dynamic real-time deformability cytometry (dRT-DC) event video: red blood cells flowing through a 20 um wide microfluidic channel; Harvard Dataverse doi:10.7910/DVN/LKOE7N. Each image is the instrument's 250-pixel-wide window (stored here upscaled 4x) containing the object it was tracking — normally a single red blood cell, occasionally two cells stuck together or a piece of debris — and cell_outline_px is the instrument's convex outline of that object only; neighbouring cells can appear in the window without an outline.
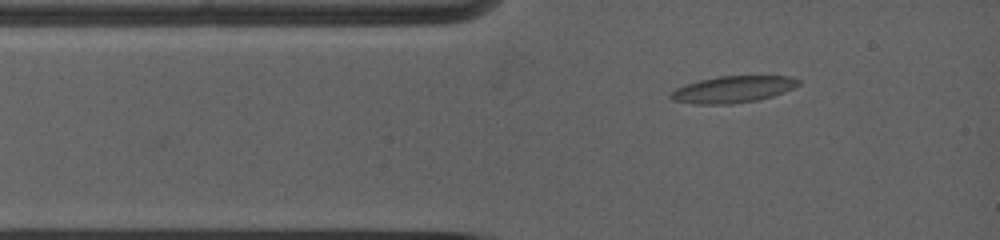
{"species": "common noctule bat (a hibernating species)", "species_latin": "Nyctalus noctula", "temperature_condition": "warm", "stored_images_in_passage": 3, "camera_frame_rate_fps": 5000, "um_per_image_px": 0.085, "animal": {"sex": "female", "body_mass_g": 19.0, "forearm_length_mm": 53.3}, "frame": {"image": 1, "passage_image": 1, "time_ms": 0.0, "image_size_px": [1000, 240], "cell_outline_px": [[800, 84], [796, 88], [772, 96], [756, 100], [732, 104], [696, 104], [672, 100], [668, 96], [676, 88], [700, 80], [716, 76], [792, 76], [800, 80]], "centroid_in_image_um": [62.33, 7.59], "position_along_channel_um": 22.7, "area_um2": 19.88}}
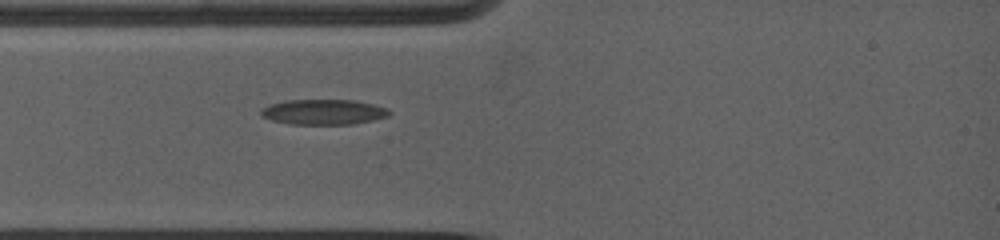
{"frame": {"image": 2, "passage_image": 3, "time_ms": 1.4, "image_size_px": [1000, 240], "cell_outline_px": [[392, 112], [388, 116], [356, 124], [288, 124], [272, 120], [260, 116], [260, 112], [268, 104], [284, 100], [352, 100], [372, 104], [388, 108]], "centroid_in_image_um": [27.49, 9.52], "position_along_channel_um": 57.5, "area_um2": 18.96}}